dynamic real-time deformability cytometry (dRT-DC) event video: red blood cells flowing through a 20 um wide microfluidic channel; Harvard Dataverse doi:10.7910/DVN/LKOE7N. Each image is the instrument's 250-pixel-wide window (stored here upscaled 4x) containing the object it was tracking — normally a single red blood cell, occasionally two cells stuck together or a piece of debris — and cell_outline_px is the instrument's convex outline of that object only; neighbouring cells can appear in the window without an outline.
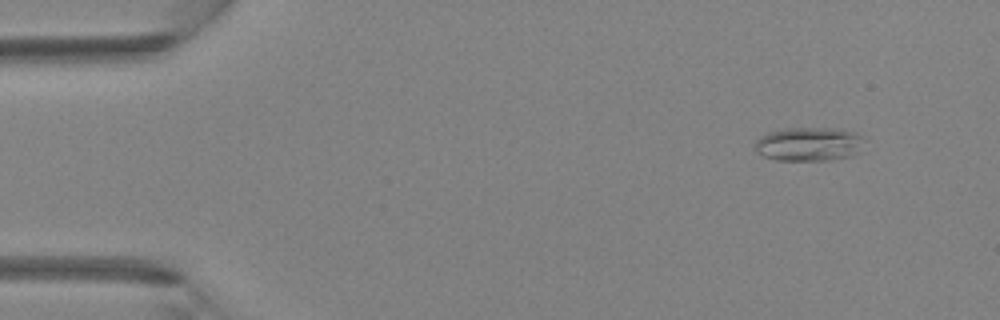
{"species": "Egyptian fruit bat (a non-hibernating species)", "species_latin": "Rousettus aegyptiacus", "temperature_condition": "room temperature", "stored_images_in_passage": 5, "camera_frame_rate_fps": 3000, "um_per_image_px": 0.085, "animal": {"sex": "female"}, "frame": {"image": 1, "passage_image": 5, "time_ms": 1.333, "image_size_px": [1000, 320], "cell_outline_px": [[860, 152], [852, 156], [832, 160], [776, 160], [764, 156], [756, 152], [752, 144], [760, 136], [768, 132], [788, 128], [836, 128], [856, 132], [860, 136]], "centroid_in_image_um": [68.7, 12.25], "position_along_channel_um": 16.3, "area_um2": 21.68}}